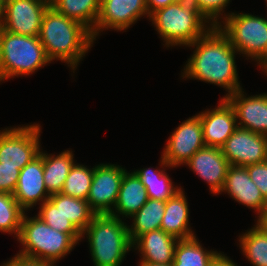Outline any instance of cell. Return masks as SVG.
Returning <instances> with one entry per match:
<instances>
[{
  "instance_id": "7a4b0ae2",
  "label": "cell",
  "mask_w": 267,
  "mask_h": 266,
  "mask_svg": "<svg viewBox=\"0 0 267 266\" xmlns=\"http://www.w3.org/2000/svg\"><path fill=\"white\" fill-rule=\"evenodd\" d=\"M38 37L48 59L68 64L73 73L95 41L87 27L59 13L51 5L44 13Z\"/></svg>"
},
{
  "instance_id": "3957f363",
  "label": "cell",
  "mask_w": 267,
  "mask_h": 266,
  "mask_svg": "<svg viewBox=\"0 0 267 266\" xmlns=\"http://www.w3.org/2000/svg\"><path fill=\"white\" fill-rule=\"evenodd\" d=\"M88 239L94 266H120L133 249L128 224L109 214L96 215L82 232Z\"/></svg>"
},
{
  "instance_id": "9a60e30c",
  "label": "cell",
  "mask_w": 267,
  "mask_h": 266,
  "mask_svg": "<svg viewBox=\"0 0 267 266\" xmlns=\"http://www.w3.org/2000/svg\"><path fill=\"white\" fill-rule=\"evenodd\" d=\"M209 185L211 193L219 194L224 186L230 163L220 147L204 146L184 164Z\"/></svg>"
},
{
  "instance_id": "60d3db41",
  "label": "cell",
  "mask_w": 267,
  "mask_h": 266,
  "mask_svg": "<svg viewBox=\"0 0 267 266\" xmlns=\"http://www.w3.org/2000/svg\"><path fill=\"white\" fill-rule=\"evenodd\" d=\"M0 266H15V255L13 258H10L6 263L4 262Z\"/></svg>"
},
{
  "instance_id": "ab89813d",
  "label": "cell",
  "mask_w": 267,
  "mask_h": 266,
  "mask_svg": "<svg viewBox=\"0 0 267 266\" xmlns=\"http://www.w3.org/2000/svg\"><path fill=\"white\" fill-rule=\"evenodd\" d=\"M138 265L139 266H172V263H170V264H150L147 262H139Z\"/></svg>"
},
{
  "instance_id": "484cf974",
  "label": "cell",
  "mask_w": 267,
  "mask_h": 266,
  "mask_svg": "<svg viewBox=\"0 0 267 266\" xmlns=\"http://www.w3.org/2000/svg\"><path fill=\"white\" fill-rule=\"evenodd\" d=\"M165 213V201L148 199L147 202L132 217L133 222L128 226L129 237L133 243L140 235L161 229Z\"/></svg>"
},
{
  "instance_id": "4316f807",
  "label": "cell",
  "mask_w": 267,
  "mask_h": 266,
  "mask_svg": "<svg viewBox=\"0 0 267 266\" xmlns=\"http://www.w3.org/2000/svg\"><path fill=\"white\" fill-rule=\"evenodd\" d=\"M220 252L206 250L196 236L178 240L172 266H210Z\"/></svg>"
},
{
  "instance_id": "d6a6232c",
  "label": "cell",
  "mask_w": 267,
  "mask_h": 266,
  "mask_svg": "<svg viewBox=\"0 0 267 266\" xmlns=\"http://www.w3.org/2000/svg\"><path fill=\"white\" fill-rule=\"evenodd\" d=\"M20 171L17 166H0V193H14Z\"/></svg>"
},
{
  "instance_id": "cb8c5ba5",
  "label": "cell",
  "mask_w": 267,
  "mask_h": 266,
  "mask_svg": "<svg viewBox=\"0 0 267 266\" xmlns=\"http://www.w3.org/2000/svg\"><path fill=\"white\" fill-rule=\"evenodd\" d=\"M82 233L97 215L87 200L56 193L48 199Z\"/></svg>"
},
{
  "instance_id": "f35d334b",
  "label": "cell",
  "mask_w": 267,
  "mask_h": 266,
  "mask_svg": "<svg viewBox=\"0 0 267 266\" xmlns=\"http://www.w3.org/2000/svg\"><path fill=\"white\" fill-rule=\"evenodd\" d=\"M256 220L257 223H259L267 231V206L264 210V213Z\"/></svg>"
},
{
  "instance_id": "6da1fadb",
  "label": "cell",
  "mask_w": 267,
  "mask_h": 266,
  "mask_svg": "<svg viewBox=\"0 0 267 266\" xmlns=\"http://www.w3.org/2000/svg\"><path fill=\"white\" fill-rule=\"evenodd\" d=\"M186 47L196 48L181 72L183 79H197L220 86L228 92L223 99L242 88L235 61L239 53L218 26H212Z\"/></svg>"
},
{
  "instance_id": "52a82bcc",
  "label": "cell",
  "mask_w": 267,
  "mask_h": 266,
  "mask_svg": "<svg viewBox=\"0 0 267 266\" xmlns=\"http://www.w3.org/2000/svg\"><path fill=\"white\" fill-rule=\"evenodd\" d=\"M226 15L218 25L219 29L239 55L255 61L267 45V19L249 13L232 12Z\"/></svg>"
},
{
  "instance_id": "5b68a950",
  "label": "cell",
  "mask_w": 267,
  "mask_h": 266,
  "mask_svg": "<svg viewBox=\"0 0 267 266\" xmlns=\"http://www.w3.org/2000/svg\"><path fill=\"white\" fill-rule=\"evenodd\" d=\"M17 241L22 245L18 255L54 266L78 244L68 233L57 231L38 216L28 217L26 213L22 217Z\"/></svg>"
},
{
  "instance_id": "836d02e7",
  "label": "cell",
  "mask_w": 267,
  "mask_h": 266,
  "mask_svg": "<svg viewBox=\"0 0 267 266\" xmlns=\"http://www.w3.org/2000/svg\"><path fill=\"white\" fill-rule=\"evenodd\" d=\"M251 180L259 188L262 196L267 200V160L261 163L245 166Z\"/></svg>"
},
{
  "instance_id": "277c9868",
  "label": "cell",
  "mask_w": 267,
  "mask_h": 266,
  "mask_svg": "<svg viewBox=\"0 0 267 266\" xmlns=\"http://www.w3.org/2000/svg\"><path fill=\"white\" fill-rule=\"evenodd\" d=\"M149 20L167 47L192 44L212 27L192 2L176 1L153 12Z\"/></svg>"
},
{
  "instance_id": "7402d4cb",
  "label": "cell",
  "mask_w": 267,
  "mask_h": 266,
  "mask_svg": "<svg viewBox=\"0 0 267 266\" xmlns=\"http://www.w3.org/2000/svg\"><path fill=\"white\" fill-rule=\"evenodd\" d=\"M160 166L163 169L143 168L133 171L144 185L148 198L160 201H167L181 190L175 186L168 174L165 172L166 167H171L161 155ZM175 186V187H174Z\"/></svg>"
},
{
  "instance_id": "4fadbf2b",
  "label": "cell",
  "mask_w": 267,
  "mask_h": 266,
  "mask_svg": "<svg viewBox=\"0 0 267 266\" xmlns=\"http://www.w3.org/2000/svg\"><path fill=\"white\" fill-rule=\"evenodd\" d=\"M145 15L149 19L146 0H101L99 16L91 32L93 39L106 29L127 30Z\"/></svg>"
},
{
  "instance_id": "2e32d148",
  "label": "cell",
  "mask_w": 267,
  "mask_h": 266,
  "mask_svg": "<svg viewBox=\"0 0 267 266\" xmlns=\"http://www.w3.org/2000/svg\"><path fill=\"white\" fill-rule=\"evenodd\" d=\"M225 99L235 111L238 127L267 136V93L246 97L241 88Z\"/></svg>"
},
{
  "instance_id": "7bdbcfd3",
  "label": "cell",
  "mask_w": 267,
  "mask_h": 266,
  "mask_svg": "<svg viewBox=\"0 0 267 266\" xmlns=\"http://www.w3.org/2000/svg\"><path fill=\"white\" fill-rule=\"evenodd\" d=\"M177 2H192V0H176Z\"/></svg>"
},
{
  "instance_id": "f546056e",
  "label": "cell",
  "mask_w": 267,
  "mask_h": 266,
  "mask_svg": "<svg viewBox=\"0 0 267 266\" xmlns=\"http://www.w3.org/2000/svg\"><path fill=\"white\" fill-rule=\"evenodd\" d=\"M24 213L13 194L0 193V232L17 238Z\"/></svg>"
},
{
  "instance_id": "8d00e7d4",
  "label": "cell",
  "mask_w": 267,
  "mask_h": 266,
  "mask_svg": "<svg viewBox=\"0 0 267 266\" xmlns=\"http://www.w3.org/2000/svg\"><path fill=\"white\" fill-rule=\"evenodd\" d=\"M226 254L219 253L211 262L210 266H237Z\"/></svg>"
},
{
  "instance_id": "d4e9b609",
  "label": "cell",
  "mask_w": 267,
  "mask_h": 266,
  "mask_svg": "<svg viewBox=\"0 0 267 266\" xmlns=\"http://www.w3.org/2000/svg\"><path fill=\"white\" fill-rule=\"evenodd\" d=\"M101 0H50V5L64 16L76 20L94 30Z\"/></svg>"
},
{
  "instance_id": "f1b7e54d",
  "label": "cell",
  "mask_w": 267,
  "mask_h": 266,
  "mask_svg": "<svg viewBox=\"0 0 267 266\" xmlns=\"http://www.w3.org/2000/svg\"><path fill=\"white\" fill-rule=\"evenodd\" d=\"M93 168L75 163L64 182L61 193L66 196L87 200L92 179Z\"/></svg>"
},
{
  "instance_id": "8fae6325",
  "label": "cell",
  "mask_w": 267,
  "mask_h": 266,
  "mask_svg": "<svg viewBox=\"0 0 267 266\" xmlns=\"http://www.w3.org/2000/svg\"><path fill=\"white\" fill-rule=\"evenodd\" d=\"M205 145L200 117H189L184 120L168 138L163 148V159L171 166L184 165L195 152Z\"/></svg>"
},
{
  "instance_id": "ba28073f",
  "label": "cell",
  "mask_w": 267,
  "mask_h": 266,
  "mask_svg": "<svg viewBox=\"0 0 267 266\" xmlns=\"http://www.w3.org/2000/svg\"><path fill=\"white\" fill-rule=\"evenodd\" d=\"M40 133L36 123L0 130V166L24 168L39 155Z\"/></svg>"
},
{
  "instance_id": "74e56055",
  "label": "cell",
  "mask_w": 267,
  "mask_h": 266,
  "mask_svg": "<svg viewBox=\"0 0 267 266\" xmlns=\"http://www.w3.org/2000/svg\"><path fill=\"white\" fill-rule=\"evenodd\" d=\"M260 69L267 75V45L262 54L255 60Z\"/></svg>"
},
{
  "instance_id": "7c38bea8",
  "label": "cell",
  "mask_w": 267,
  "mask_h": 266,
  "mask_svg": "<svg viewBox=\"0 0 267 266\" xmlns=\"http://www.w3.org/2000/svg\"><path fill=\"white\" fill-rule=\"evenodd\" d=\"M230 165L247 166L267 160V136L237 127L221 146Z\"/></svg>"
},
{
  "instance_id": "1f68e13d",
  "label": "cell",
  "mask_w": 267,
  "mask_h": 266,
  "mask_svg": "<svg viewBox=\"0 0 267 266\" xmlns=\"http://www.w3.org/2000/svg\"><path fill=\"white\" fill-rule=\"evenodd\" d=\"M192 3L212 26H218L219 19L222 20L227 17L224 9H226L230 0H192Z\"/></svg>"
},
{
  "instance_id": "44dd1931",
  "label": "cell",
  "mask_w": 267,
  "mask_h": 266,
  "mask_svg": "<svg viewBox=\"0 0 267 266\" xmlns=\"http://www.w3.org/2000/svg\"><path fill=\"white\" fill-rule=\"evenodd\" d=\"M147 191L139 177L134 172H126L121 182L118 198L113 211V217L130 218L137 213L148 200Z\"/></svg>"
},
{
  "instance_id": "83f0119b",
  "label": "cell",
  "mask_w": 267,
  "mask_h": 266,
  "mask_svg": "<svg viewBox=\"0 0 267 266\" xmlns=\"http://www.w3.org/2000/svg\"><path fill=\"white\" fill-rule=\"evenodd\" d=\"M239 247L253 266H267V231L256 223L239 236Z\"/></svg>"
},
{
  "instance_id": "d6986e66",
  "label": "cell",
  "mask_w": 267,
  "mask_h": 266,
  "mask_svg": "<svg viewBox=\"0 0 267 266\" xmlns=\"http://www.w3.org/2000/svg\"><path fill=\"white\" fill-rule=\"evenodd\" d=\"M176 237L165 233L162 229L146 232L140 235L132 247L141 254L140 262L150 264H170L174 260Z\"/></svg>"
},
{
  "instance_id": "b9f144b4",
  "label": "cell",
  "mask_w": 267,
  "mask_h": 266,
  "mask_svg": "<svg viewBox=\"0 0 267 266\" xmlns=\"http://www.w3.org/2000/svg\"><path fill=\"white\" fill-rule=\"evenodd\" d=\"M2 9H3V0H0V25L2 21Z\"/></svg>"
},
{
  "instance_id": "30bf717a",
  "label": "cell",
  "mask_w": 267,
  "mask_h": 266,
  "mask_svg": "<svg viewBox=\"0 0 267 266\" xmlns=\"http://www.w3.org/2000/svg\"><path fill=\"white\" fill-rule=\"evenodd\" d=\"M126 172L125 168L116 164L100 163L94 166L87 201L97 215L110 214L113 211Z\"/></svg>"
},
{
  "instance_id": "d590c367",
  "label": "cell",
  "mask_w": 267,
  "mask_h": 266,
  "mask_svg": "<svg viewBox=\"0 0 267 266\" xmlns=\"http://www.w3.org/2000/svg\"><path fill=\"white\" fill-rule=\"evenodd\" d=\"M175 2L176 0H146L148 14L150 16L153 12L165 8Z\"/></svg>"
},
{
  "instance_id": "ac0fdd59",
  "label": "cell",
  "mask_w": 267,
  "mask_h": 266,
  "mask_svg": "<svg viewBox=\"0 0 267 266\" xmlns=\"http://www.w3.org/2000/svg\"><path fill=\"white\" fill-rule=\"evenodd\" d=\"M227 193L232 199L257 212V219L264 213L267 200L251 180L246 167L230 165L220 194Z\"/></svg>"
},
{
  "instance_id": "e0dca14e",
  "label": "cell",
  "mask_w": 267,
  "mask_h": 266,
  "mask_svg": "<svg viewBox=\"0 0 267 266\" xmlns=\"http://www.w3.org/2000/svg\"><path fill=\"white\" fill-rule=\"evenodd\" d=\"M200 117L206 146L220 147L238 127L233 107L221 98L219 105L197 114Z\"/></svg>"
},
{
  "instance_id": "5bb4252c",
  "label": "cell",
  "mask_w": 267,
  "mask_h": 266,
  "mask_svg": "<svg viewBox=\"0 0 267 266\" xmlns=\"http://www.w3.org/2000/svg\"><path fill=\"white\" fill-rule=\"evenodd\" d=\"M13 196L26 213L36 204H43L51 196L44 184L42 150L21 169Z\"/></svg>"
},
{
  "instance_id": "ffe728a7",
  "label": "cell",
  "mask_w": 267,
  "mask_h": 266,
  "mask_svg": "<svg viewBox=\"0 0 267 266\" xmlns=\"http://www.w3.org/2000/svg\"><path fill=\"white\" fill-rule=\"evenodd\" d=\"M183 189L172 198L165 201V213L161 222V229L177 239L194 237L193 230L189 227V208Z\"/></svg>"
},
{
  "instance_id": "8992f818",
  "label": "cell",
  "mask_w": 267,
  "mask_h": 266,
  "mask_svg": "<svg viewBox=\"0 0 267 266\" xmlns=\"http://www.w3.org/2000/svg\"><path fill=\"white\" fill-rule=\"evenodd\" d=\"M49 63L38 36L13 34L0 28V82L29 76Z\"/></svg>"
},
{
  "instance_id": "4dcf8cb0",
  "label": "cell",
  "mask_w": 267,
  "mask_h": 266,
  "mask_svg": "<svg viewBox=\"0 0 267 266\" xmlns=\"http://www.w3.org/2000/svg\"><path fill=\"white\" fill-rule=\"evenodd\" d=\"M37 216L53 229L68 233L78 244L82 240V233L49 200L40 205Z\"/></svg>"
},
{
  "instance_id": "603a6c76",
  "label": "cell",
  "mask_w": 267,
  "mask_h": 266,
  "mask_svg": "<svg viewBox=\"0 0 267 266\" xmlns=\"http://www.w3.org/2000/svg\"><path fill=\"white\" fill-rule=\"evenodd\" d=\"M64 150L54 155L43 152L44 184L50 195L61 193L64 182L74 164V154Z\"/></svg>"
},
{
  "instance_id": "e575fe53",
  "label": "cell",
  "mask_w": 267,
  "mask_h": 266,
  "mask_svg": "<svg viewBox=\"0 0 267 266\" xmlns=\"http://www.w3.org/2000/svg\"><path fill=\"white\" fill-rule=\"evenodd\" d=\"M15 266H54V265L47 263V262L40 261V260L26 258V257L16 254L15 255Z\"/></svg>"
},
{
  "instance_id": "9c48e42d",
  "label": "cell",
  "mask_w": 267,
  "mask_h": 266,
  "mask_svg": "<svg viewBox=\"0 0 267 266\" xmlns=\"http://www.w3.org/2000/svg\"><path fill=\"white\" fill-rule=\"evenodd\" d=\"M50 0H3L0 28L13 34L39 36Z\"/></svg>"
}]
</instances>
